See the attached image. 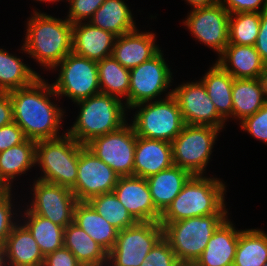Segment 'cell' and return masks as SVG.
I'll list each match as a JSON object with an SVG mask.
<instances>
[{"label": "cell", "instance_id": "6da1fadb", "mask_svg": "<svg viewBox=\"0 0 267 266\" xmlns=\"http://www.w3.org/2000/svg\"><path fill=\"white\" fill-rule=\"evenodd\" d=\"M12 101L14 122L27 139L41 141L61 137L58 131L64 111L51 102L57 96L52 83L38 77L32 84L8 92Z\"/></svg>", "mask_w": 267, "mask_h": 266}, {"label": "cell", "instance_id": "7a4b0ae2", "mask_svg": "<svg viewBox=\"0 0 267 266\" xmlns=\"http://www.w3.org/2000/svg\"><path fill=\"white\" fill-rule=\"evenodd\" d=\"M27 34L21 47L40 65L51 70L72 53V23L35 10L27 21Z\"/></svg>", "mask_w": 267, "mask_h": 266}, {"label": "cell", "instance_id": "3957f363", "mask_svg": "<svg viewBox=\"0 0 267 266\" xmlns=\"http://www.w3.org/2000/svg\"><path fill=\"white\" fill-rule=\"evenodd\" d=\"M225 188L223 182L217 178L192 175L161 214L159 223L212 214H228L224 204Z\"/></svg>", "mask_w": 267, "mask_h": 266}, {"label": "cell", "instance_id": "277c9868", "mask_svg": "<svg viewBox=\"0 0 267 266\" xmlns=\"http://www.w3.org/2000/svg\"><path fill=\"white\" fill-rule=\"evenodd\" d=\"M121 101L101 92L77 101L80 113L67 133L85 146L96 137L117 131L127 123V107Z\"/></svg>", "mask_w": 267, "mask_h": 266}, {"label": "cell", "instance_id": "5b68a950", "mask_svg": "<svg viewBox=\"0 0 267 266\" xmlns=\"http://www.w3.org/2000/svg\"><path fill=\"white\" fill-rule=\"evenodd\" d=\"M226 214L191 217L171 223H160L163 237L169 242L180 263H195Z\"/></svg>", "mask_w": 267, "mask_h": 266}, {"label": "cell", "instance_id": "8992f818", "mask_svg": "<svg viewBox=\"0 0 267 266\" xmlns=\"http://www.w3.org/2000/svg\"><path fill=\"white\" fill-rule=\"evenodd\" d=\"M84 147L67 132L36 142V163L44 175L39 180L72 188L77 180L79 152Z\"/></svg>", "mask_w": 267, "mask_h": 266}, {"label": "cell", "instance_id": "52a82bcc", "mask_svg": "<svg viewBox=\"0 0 267 266\" xmlns=\"http://www.w3.org/2000/svg\"><path fill=\"white\" fill-rule=\"evenodd\" d=\"M136 107L139 110L135 113L131 125L137 136L171 143L185 125L172 91L168 92L163 100L140 103L131 109H137Z\"/></svg>", "mask_w": 267, "mask_h": 266}, {"label": "cell", "instance_id": "ba28073f", "mask_svg": "<svg viewBox=\"0 0 267 266\" xmlns=\"http://www.w3.org/2000/svg\"><path fill=\"white\" fill-rule=\"evenodd\" d=\"M219 131L212 126L185 124L171 142L174 165L192 175H203Z\"/></svg>", "mask_w": 267, "mask_h": 266}, {"label": "cell", "instance_id": "9c48e42d", "mask_svg": "<svg viewBox=\"0 0 267 266\" xmlns=\"http://www.w3.org/2000/svg\"><path fill=\"white\" fill-rule=\"evenodd\" d=\"M163 237L159 222H137L118 231L116 243L107 254L109 266H140L144 258Z\"/></svg>", "mask_w": 267, "mask_h": 266}, {"label": "cell", "instance_id": "30bf717a", "mask_svg": "<svg viewBox=\"0 0 267 266\" xmlns=\"http://www.w3.org/2000/svg\"><path fill=\"white\" fill-rule=\"evenodd\" d=\"M58 66L59 77L52 84L57 97L65 95L75 103L100 93L97 62L72 52Z\"/></svg>", "mask_w": 267, "mask_h": 266}, {"label": "cell", "instance_id": "8fae6325", "mask_svg": "<svg viewBox=\"0 0 267 266\" xmlns=\"http://www.w3.org/2000/svg\"><path fill=\"white\" fill-rule=\"evenodd\" d=\"M126 123L117 131L91 140L85 146L120 177L134 175L136 138L133 126Z\"/></svg>", "mask_w": 267, "mask_h": 266}, {"label": "cell", "instance_id": "7c38bea8", "mask_svg": "<svg viewBox=\"0 0 267 266\" xmlns=\"http://www.w3.org/2000/svg\"><path fill=\"white\" fill-rule=\"evenodd\" d=\"M172 73L161 50L150 60L130 70L129 95L124 103L127 109L154 100L170 86Z\"/></svg>", "mask_w": 267, "mask_h": 266}, {"label": "cell", "instance_id": "4fadbf2b", "mask_svg": "<svg viewBox=\"0 0 267 266\" xmlns=\"http://www.w3.org/2000/svg\"><path fill=\"white\" fill-rule=\"evenodd\" d=\"M33 201L29 210L65 228L74 222V210L78 203L73 191L65 186L36 180Z\"/></svg>", "mask_w": 267, "mask_h": 266}, {"label": "cell", "instance_id": "5bb4252c", "mask_svg": "<svg viewBox=\"0 0 267 266\" xmlns=\"http://www.w3.org/2000/svg\"><path fill=\"white\" fill-rule=\"evenodd\" d=\"M119 177L84 146L79 152L77 180L71 190L78 201H88L99 194L112 192Z\"/></svg>", "mask_w": 267, "mask_h": 266}, {"label": "cell", "instance_id": "9a60e30c", "mask_svg": "<svg viewBox=\"0 0 267 266\" xmlns=\"http://www.w3.org/2000/svg\"><path fill=\"white\" fill-rule=\"evenodd\" d=\"M230 13L218 2L195 8L183 22L197 40L220 55L229 43Z\"/></svg>", "mask_w": 267, "mask_h": 266}, {"label": "cell", "instance_id": "2e32d148", "mask_svg": "<svg viewBox=\"0 0 267 266\" xmlns=\"http://www.w3.org/2000/svg\"><path fill=\"white\" fill-rule=\"evenodd\" d=\"M172 96L185 124L223 128L225 120L218 114L201 80L179 85L172 90Z\"/></svg>", "mask_w": 267, "mask_h": 266}, {"label": "cell", "instance_id": "e0dca14e", "mask_svg": "<svg viewBox=\"0 0 267 266\" xmlns=\"http://www.w3.org/2000/svg\"><path fill=\"white\" fill-rule=\"evenodd\" d=\"M113 192L137 222H159L161 214L154 206L146 178L121 176Z\"/></svg>", "mask_w": 267, "mask_h": 266}, {"label": "cell", "instance_id": "ac0fdd59", "mask_svg": "<svg viewBox=\"0 0 267 266\" xmlns=\"http://www.w3.org/2000/svg\"><path fill=\"white\" fill-rule=\"evenodd\" d=\"M116 35L93 26L91 23L72 25V52L78 56L99 62L112 56Z\"/></svg>", "mask_w": 267, "mask_h": 266}, {"label": "cell", "instance_id": "d6986e66", "mask_svg": "<svg viewBox=\"0 0 267 266\" xmlns=\"http://www.w3.org/2000/svg\"><path fill=\"white\" fill-rule=\"evenodd\" d=\"M154 41V33H140L135 29L116 37L112 56L123 67L131 70L150 60L160 51Z\"/></svg>", "mask_w": 267, "mask_h": 266}, {"label": "cell", "instance_id": "ffe728a7", "mask_svg": "<svg viewBox=\"0 0 267 266\" xmlns=\"http://www.w3.org/2000/svg\"><path fill=\"white\" fill-rule=\"evenodd\" d=\"M173 165L170 142L137 136L134 154V176L148 178Z\"/></svg>", "mask_w": 267, "mask_h": 266}, {"label": "cell", "instance_id": "44dd1931", "mask_svg": "<svg viewBox=\"0 0 267 266\" xmlns=\"http://www.w3.org/2000/svg\"><path fill=\"white\" fill-rule=\"evenodd\" d=\"M216 62L233 78L260 79L266 68L255 46L249 45L228 44Z\"/></svg>", "mask_w": 267, "mask_h": 266}, {"label": "cell", "instance_id": "7402d4cb", "mask_svg": "<svg viewBox=\"0 0 267 266\" xmlns=\"http://www.w3.org/2000/svg\"><path fill=\"white\" fill-rule=\"evenodd\" d=\"M241 230L227 218L213 233L196 266H233Z\"/></svg>", "mask_w": 267, "mask_h": 266}, {"label": "cell", "instance_id": "603a6c76", "mask_svg": "<svg viewBox=\"0 0 267 266\" xmlns=\"http://www.w3.org/2000/svg\"><path fill=\"white\" fill-rule=\"evenodd\" d=\"M192 174L173 165L146 178L156 210L162 214L180 193Z\"/></svg>", "mask_w": 267, "mask_h": 266}, {"label": "cell", "instance_id": "cb8c5ba5", "mask_svg": "<svg viewBox=\"0 0 267 266\" xmlns=\"http://www.w3.org/2000/svg\"><path fill=\"white\" fill-rule=\"evenodd\" d=\"M4 245L8 266L43 265L44 255L24 224L14 226Z\"/></svg>", "mask_w": 267, "mask_h": 266}, {"label": "cell", "instance_id": "d4e9b609", "mask_svg": "<svg viewBox=\"0 0 267 266\" xmlns=\"http://www.w3.org/2000/svg\"><path fill=\"white\" fill-rule=\"evenodd\" d=\"M267 102L263 78H234L232 87L233 118L243 121Z\"/></svg>", "mask_w": 267, "mask_h": 266}, {"label": "cell", "instance_id": "484cf974", "mask_svg": "<svg viewBox=\"0 0 267 266\" xmlns=\"http://www.w3.org/2000/svg\"><path fill=\"white\" fill-rule=\"evenodd\" d=\"M36 164V141L25 142L0 152V190L11 189L12 180Z\"/></svg>", "mask_w": 267, "mask_h": 266}, {"label": "cell", "instance_id": "4316f807", "mask_svg": "<svg viewBox=\"0 0 267 266\" xmlns=\"http://www.w3.org/2000/svg\"><path fill=\"white\" fill-rule=\"evenodd\" d=\"M74 223L91 236L107 253L116 243L118 230L105 220L87 201H78Z\"/></svg>", "mask_w": 267, "mask_h": 266}, {"label": "cell", "instance_id": "83f0119b", "mask_svg": "<svg viewBox=\"0 0 267 266\" xmlns=\"http://www.w3.org/2000/svg\"><path fill=\"white\" fill-rule=\"evenodd\" d=\"M64 246L82 266H105L107 252L74 222L64 228Z\"/></svg>", "mask_w": 267, "mask_h": 266}, {"label": "cell", "instance_id": "f1b7e54d", "mask_svg": "<svg viewBox=\"0 0 267 266\" xmlns=\"http://www.w3.org/2000/svg\"><path fill=\"white\" fill-rule=\"evenodd\" d=\"M201 81L218 114L224 120L231 118L233 116L232 87L234 78L216 62Z\"/></svg>", "mask_w": 267, "mask_h": 266}, {"label": "cell", "instance_id": "f546056e", "mask_svg": "<svg viewBox=\"0 0 267 266\" xmlns=\"http://www.w3.org/2000/svg\"><path fill=\"white\" fill-rule=\"evenodd\" d=\"M88 22L116 36L137 28L131 11L122 0H105Z\"/></svg>", "mask_w": 267, "mask_h": 266}, {"label": "cell", "instance_id": "4dcf8cb0", "mask_svg": "<svg viewBox=\"0 0 267 266\" xmlns=\"http://www.w3.org/2000/svg\"><path fill=\"white\" fill-rule=\"evenodd\" d=\"M267 264V234L259 229L242 230L239 234L233 266Z\"/></svg>", "mask_w": 267, "mask_h": 266}, {"label": "cell", "instance_id": "1f68e13d", "mask_svg": "<svg viewBox=\"0 0 267 266\" xmlns=\"http://www.w3.org/2000/svg\"><path fill=\"white\" fill-rule=\"evenodd\" d=\"M24 217L27 218L24 225L34 237L44 256L64 246V228L62 226L34 214L29 209L26 210Z\"/></svg>", "mask_w": 267, "mask_h": 266}, {"label": "cell", "instance_id": "d6a6232c", "mask_svg": "<svg viewBox=\"0 0 267 266\" xmlns=\"http://www.w3.org/2000/svg\"><path fill=\"white\" fill-rule=\"evenodd\" d=\"M40 74L24 64L20 58L0 49V92L8 93L32 84Z\"/></svg>", "mask_w": 267, "mask_h": 266}, {"label": "cell", "instance_id": "836d02e7", "mask_svg": "<svg viewBox=\"0 0 267 266\" xmlns=\"http://www.w3.org/2000/svg\"><path fill=\"white\" fill-rule=\"evenodd\" d=\"M100 92L120 98H128L130 70L113 56L97 62ZM122 96V97H121Z\"/></svg>", "mask_w": 267, "mask_h": 266}, {"label": "cell", "instance_id": "e575fe53", "mask_svg": "<svg viewBox=\"0 0 267 266\" xmlns=\"http://www.w3.org/2000/svg\"><path fill=\"white\" fill-rule=\"evenodd\" d=\"M87 202L118 231L137 223L113 191L94 196Z\"/></svg>", "mask_w": 267, "mask_h": 266}, {"label": "cell", "instance_id": "d590c367", "mask_svg": "<svg viewBox=\"0 0 267 266\" xmlns=\"http://www.w3.org/2000/svg\"><path fill=\"white\" fill-rule=\"evenodd\" d=\"M259 27L260 13L239 12L230 14L228 44L255 46Z\"/></svg>", "mask_w": 267, "mask_h": 266}, {"label": "cell", "instance_id": "8d00e7d4", "mask_svg": "<svg viewBox=\"0 0 267 266\" xmlns=\"http://www.w3.org/2000/svg\"><path fill=\"white\" fill-rule=\"evenodd\" d=\"M169 242L162 237L150 250L140 266H179Z\"/></svg>", "mask_w": 267, "mask_h": 266}, {"label": "cell", "instance_id": "74e56055", "mask_svg": "<svg viewBox=\"0 0 267 266\" xmlns=\"http://www.w3.org/2000/svg\"><path fill=\"white\" fill-rule=\"evenodd\" d=\"M11 190H0V244H5L7 237L10 235L12 229L16 225L14 219L12 220V201Z\"/></svg>", "mask_w": 267, "mask_h": 266}, {"label": "cell", "instance_id": "f35d334b", "mask_svg": "<svg viewBox=\"0 0 267 266\" xmlns=\"http://www.w3.org/2000/svg\"><path fill=\"white\" fill-rule=\"evenodd\" d=\"M240 123L243 131L245 130L256 139L267 143V102L261 109Z\"/></svg>", "mask_w": 267, "mask_h": 266}, {"label": "cell", "instance_id": "ab89813d", "mask_svg": "<svg viewBox=\"0 0 267 266\" xmlns=\"http://www.w3.org/2000/svg\"><path fill=\"white\" fill-rule=\"evenodd\" d=\"M105 0H68L70 4L67 19L72 23L82 22L85 19L90 20L96 10Z\"/></svg>", "mask_w": 267, "mask_h": 266}, {"label": "cell", "instance_id": "60d3db41", "mask_svg": "<svg viewBox=\"0 0 267 266\" xmlns=\"http://www.w3.org/2000/svg\"><path fill=\"white\" fill-rule=\"evenodd\" d=\"M27 140L23 130L13 121L0 127V152Z\"/></svg>", "mask_w": 267, "mask_h": 266}, {"label": "cell", "instance_id": "b9f144b4", "mask_svg": "<svg viewBox=\"0 0 267 266\" xmlns=\"http://www.w3.org/2000/svg\"><path fill=\"white\" fill-rule=\"evenodd\" d=\"M230 14L239 12L262 13L267 9V0H219L218 1ZM263 4V5H262ZM262 5V8H260ZM261 9V10H258Z\"/></svg>", "mask_w": 267, "mask_h": 266}, {"label": "cell", "instance_id": "7bdbcfd3", "mask_svg": "<svg viewBox=\"0 0 267 266\" xmlns=\"http://www.w3.org/2000/svg\"><path fill=\"white\" fill-rule=\"evenodd\" d=\"M42 266H82L65 246L44 256Z\"/></svg>", "mask_w": 267, "mask_h": 266}, {"label": "cell", "instance_id": "ee69618b", "mask_svg": "<svg viewBox=\"0 0 267 266\" xmlns=\"http://www.w3.org/2000/svg\"><path fill=\"white\" fill-rule=\"evenodd\" d=\"M255 49L267 64V9L260 13V27Z\"/></svg>", "mask_w": 267, "mask_h": 266}, {"label": "cell", "instance_id": "f6af8a7d", "mask_svg": "<svg viewBox=\"0 0 267 266\" xmlns=\"http://www.w3.org/2000/svg\"><path fill=\"white\" fill-rule=\"evenodd\" d=\"M13 107L9 93L0 92V127L13 122Z\"/></svg>", "mask_w": 267, "mask_h": 266}, {"label": "cell", "instance_id": "bcb514c9", "mask_svg": "<svg viewBox=\"0 0 267 266\" xmlns=\"http://www.w3.org/2000/svg\"><path fill=\"white\" fill-rule=\"evenodd\" d=\"M186 1L191 6H193V9H195V8L211 6L213 4L218 3L219 0H186Z\"/></svg>", "mask_w": 267, "mask_h": 266}, {"label": "cell", "instance_id": "7dc6e473", "mask_svg": "<svg viewBox=\"0 0 267 266\" xmlns=\"http://www.w3.org/2000/svg\"><path fill=\"white\" fill-rule=\"evenodd\" d=\"M6 251H5V245L0 244V266H6Z\"/></svg>", "mask_w": 267, "mask_h": 266}, {"label": "cell", "instance_id": "c3c4849f", "mask_svg": "<svg viewBox=\"0 0 267 266\" xmlns=\"http://www.w3.org/2000/svg\"><path fill=\"white\" fill-rule=\"evenodd\" d=\"M263 81H264V84H265L266 95H267V64H266L265 72L263 74Z\"/></svg>", "mask_w": 267, "mask_h": 266}, {"label": "cell", "instance_id": "681fc988", "mask_svg": "<svg viewBox=\"0 0 267 266\" xmlns=\"http://www.w3.org/2000/svg\"><path fill=\"white\" fill-rule=\"evenodd\" d=\"M179 266H196L194 263H181Z\"/></svg>", "mask_w": 267, "mask_h": 266}, {"label": "cell", "instance_id": "f907efd6", "mask_svg": "<svg viewBox=\"0 0 267 266\" xmlns=\"http://www.w3.org/2000/svg\"><path fill=\"white\" fill-rule=\"evenodd\" d=\"M37 1H43V2H55V1H58L59 2V0H37Z\"/></svg>", "mask_w": 267, "mask_h": 266}]
</instances>
